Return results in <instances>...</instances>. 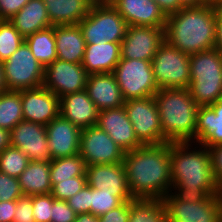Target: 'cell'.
Here are the masks:
<instances>
[{
    "label": "cell",
    "mask_w": 222,
    "mask_h": 222,
    "mask_svg": "<svg viewBox=\"0 0 222 222\" xmlns=\"http://www.w3.org/2000/svg\"><path fill=\"white\" fill-rule=\"evenodd\" d=\"M123 164L133 198L163 199L172 191L170 142L125 152Z\"/></svg>",
    "instance_id": "obj_1"
},
{
    "label": "cell",
    "mask_w": 222,
    "mask_h": 222,
    "mask_svg": "<svg viewBox=\"0 0 222 222\" xmlns=\"http://www.w3.org/2000/svg\"><path fill=\"white\" fill-rule=\"evenodd\" d=\"M195 144L201 148L192 150V142L170 143L172 191L191 198L220 195L222 188L214 177L208 148Z\"/></svg>",
    "instance_id": "obj_2"
},
{
    "label": "cell",
    "mask_w": 222,
    "mask_h": 222,
    "mask_svg": "<svg viewBox=\"0 0 222 222\" xmlns=\"http://www.w3.org/2000/svg\"><path fill=\"white\" fill-rule=\"evenodd\" d=\"M165 40L186 54L214 49L216 17L212 3L183 7L167 17Z\"/></svg>",
    "instance_id": "obj_3"
},
{
    "label": "cell",
    "mask_w": 222,
    "mask_h": 222,
    "mask_svg": "<svg viewBox=\"0 0 222 222\" xmlns=\"http://www.w3.org/2000/svg\"><path fill=\"white\" fill-rule=\"evenodd\" d=\"M154 98L165 140L170 143H195L199 106L193 100L189 88L159 89Z\"/></svg>",
    "instance_id": "obj_4"
},
{
    "label": "cell",
    "mask_w": 222,
    "mask_h": 222,
    "mask_svg": "<svg viewBox=\"0 0 222 222\" xmlns=\"http://www.w3.org/2000/svg\"><path fill=\"white\" fill-rule=\"evenodd\" d=\"M189 90L198 106H210L222 99V54L207 50L190 55Z\"/></svg>",
    "instance_id": "obj_5"
},
{
    "label": "cell",
    "mask_w": 222,
    "mask_h": 222,
    "mask_svg": "<svg viewBox=\"0 0 222 222\" xmlns=\"http://www.w3.org/2000/svg\"><path fill=\"white\" fill-rule=\"evenodd\" d=\"M167 222H221V194L191 198L168 193L164 198Z\"/></svg>",
    "instance_id": "obj_6"
},
{
    "label": "cell",
    "mask_w": 222,
    "mask_h": 222,
    "mask_svg": "<svg viewBox=\"0 0 222 222\" xmlns=\"http://www.w3.org/2000/svg\"><path fill=\"white\" fill-rule=\"evenodd\" d=\"M79 26L86 44L121 43L128 28L127 22L111 5H92Z\"/></svg>",
    "instance_id": "obj_7"
},
{
    "label": "cell",
    "mask_w": 222,
    "mask_h": 222,
    "mask_svg": "<svg viewBox=\"0 0 222 222\" xmlns=\"http://www.w3.org/2000/svg\"><path fill=\"white\" fill-rule=\"evenodd\" d=\"M189 59V54L183 53L165 40L151 61L154 79L158 88H189Z\"/></svg>",
    "instance_id": "obj_8"
},
{
    "label": "cell",
    "mask_w": 222,
    "mask_h": 222,
    "mask_svg": "<svg viewBox=\"0 0 222 222\" xmlns=\"http://www.w3.org/2000/svg\"><path fill=\"white\" fill-rule=\"evenodd\" d=\"M112 73L125 101L154 96L159 90L151 61L121 58Z\"/></svg>",
    "instance_id": "obj_9"
},
{
    "label": "cell",
    "mask_w": 222,
    "mask_h": 222,
    "mask_svg": "<svg viewBox=\"0 0 222 222\" xmlns=\"http://www.w3.org/2000/svg\"><path fill=\"white\" fill-rule=\"evenodd\" d=\"M3 67L8 90L20 91L43 86L45 68L33 56L25 41L3 61Z\"/></svg>",
    "instance_id": "obj_10"
},
{
    "label": "cell",
    "mask_w": 222,
    "mask_h": 222,
    "mask_svg": "<svg viewBox=\"0 0 222 222\" xmlns=\"http://www.w3.org/2000/svg\"><path fill=\"white\" fill-rule=\"evenodd\" d=\"M124 107L136 137L143 145L167 143L154 96L126 100Z\"/></svg>",
    "instance_id": "obj_11"
},
{
    "label": "cell",
    "mask_w": 222,
    "mask_h": 222,
    "mask_svg": "<svg viewBox=\"0 0 222 222\" xmlns=\"http://www.w3.org/2000/svg\"><path fill=\"white\" fill-rule=\"evenodd\" d=\"M79 154L86 166L123 162L125 152L97 125L81 129Z\"/></svg>",
    "instance_id": "obj_12"
},
{
    "label": "cell",
    "mask_w": 222,
    "mask_h": 222,
    "mask_svg": "<svg viewBox=\"0 0 222 222\" xmlns=\"http://www.w3.org/2000/svg\"><path fill=\"white\" fill-rule=\"evenodd\" d=\"M88 74L81 64L56 59L45 68L43 86L59 99L85 90Z\"/></svg>",
    "instance_id": "obj_13"
},
{
    "label": "cell",
    "mask_w": 222,
    "mask_h": 222,
    "mask_svg": "<svg viewBox=\"0 0 222 222\" xmlns=\"http://www.w3.org/2000/svg\"><path fill=\"white\" fill-rule=\"evenodd\" d=\"M165 41V27L128 26L121 42V58L152 61Z\"/></svg>",
    "instance_id": "obj_14"
},
{
    "label": "cell",
    "mask_w": 222,
    "mask_h": 222,
    "mask_svg": "<svg viewBox=\"0 0 222 222\" xmlns=\"http://www.w3.org/2000/svg\"><path fill=\"white\" fill-rule=\"evenodd\" d=\"M87 185L102 190L106 193H114L122 202L132 201L126 171L123 162L117 164H95L86 166Z\"/></svg>",
    "instance_id": "obj_15"
},
{
    "label": "cell",
    "mask_w": 222,
    "mask_h": 222,
    "mask_svg": "<svg viewBox=\"0 0 222 222\" xmlns=\"http://www.w3.org/2000/svg\"><path fill=\"white\" fill-rule=\"evenodd\" d=\"M10 144L26 154L30 161H51L44 125L22 120L10 131Z\"/></svg>",
    "instance_id": "obj_16"
},
{
    "label": "cell",
    "mask_w": 222,
    "mask_h": 222,
    "mask_svg": "<svg viewBox=\"0 0 222 222\" xmlns=\"http://www.w3.org/2000/svg\"><path fill=\"white\" fill-rule=\"evenodd\" d=\"M23 119L46 126L60 114V99L44 86L21 90Z\"/></svg>",
    "instance_id": "obj_17"
},
{
    "label": "cell",
    "mask_w": 222,
    "mask_h": 222,
    "mask_svg": "<svg viewBox=\"0 0 222 222\" xmlns=\"http://www.w3.org/2000/svg\"><path fill=\"white\" fill-rule=\"evenodd\" d=\"M51 160L79 154L81 129L60 114L46 125Z\"/></svg>",
    "instance_id": "obj_18"
},
{
    "label": "cell",
    "mask_w": 222,
    "mask_h": 222,
    "mask_svg": "<svg viewBox=\"0 0 222 222\" xmlns=\"http://www.w3.org/2000/svg\"><path fill=\"white\" fill-rule=\"evenodd\" d=\"M96 125L108 133L124 152L134 150L143 145L136 137L124 106L100 111Z\"/></svg>",
    "instance_id": "obj_19"
},
{
    "label": "cell",
    "mask_w": 222,
    "mask_h": 222,
    "mask_svg": "<svg viewBox=\"0 0 222 222\" xmlns=\"http://www.w3.org/2000/svg\"><path fill=\"white\" fill-rule=\"evenodd\" d=\"M128 26L165 27L167 17L154 0H112Z\"/></svg>",
    "instance_id": "obj_20"
},
{
    "label": "cell",
    "mask_w": 222,
    "mask_h": 222,
    "mask_svg": "<svg viewBox=\"0 0 222 222\" xmlns=\"http://www.w3.org/2000/svg\"><path fill=\"white\" fill-rule=\"evenodd\" d=\"M85 91L98 111L120 108L125 100L113 73H98L87 76Z\"/></svg>",
    "instance_id": "obj_21"
},
{
    "label": "cell",
    "mask_w": 222,
    "mask_h": 222,
    "mask_svg": "<svg viewBox=\"0 0 222 222\" xmlns=\"http://www.w3.org/2000/svg\"><path fill=\"white\" fill-rule=\"evenodd\" d=\"M60 115L80 129L95 126L98 121V109L87 92L67 94L60 98Z\"/></svg>",
    "instance_id": "obj_22"
},
{
    "label": "cell",
    "mask_w": 222,
    "mask_h": 222,
    "mask_svg": "<svg viewBox=\"0 0 222 222\" xmlns=\"http://www.w3.org/2000/svg\"><path fill=\"white\" fill-rule=\"evenodd\" d=\"M195 142L207 148L222 144V99L210 106H199Z\"/></svg>",
    "instance_id": "obj_23"
},
{
    "label": "cell",
    "mask_w": 222,
    "mask_h": 222,
    "mask_svg": "<svg viewBox=\"0 0 222 222\" xmlns=\"http://www.w3.org/2000/svg\"><path fill=\"white\" fill-rule=\"evenodd\" d=\"M121 43L86 44L81 65L88 75L112 73L121 59Z\"/></svg>",
    "instance_id": "obj_24"
},
{
    "label": "cell",
    "mask_w": 222,
    "mask_h": 222,
    "mask_svg": "<svg viewBox=\"0 0 222 222\" xmlns=\"http://www.w3.org/2000/svg\"><path fill=\"white\" fill-rule=\"evenodd\" d=\"M57 59L81 64L86 43L79 24L54 26Z\"/></svg>",
    "instance_id": "obj_25"
},
{
    "label": "cell",
    "mask_w": 222,
    "mask_h": 222,
    "mask_svg": "<svg viewBox=\"0 0 222 222\" xmlns=\"http://www.w3.org/2000/svg\"><path fill=\"white\" fill-rule=\"evenodd\" d=\"M9 21L24 39L52 26L46 5L42 0H30Z\"/></svg>",
    "instance_id": "obj_26"
},
{
    "label": "cell",
    "mask_w": 222,
    "mask_h": 222,
    "mask_svg": "<svg viewBox=\"0 0 222 222\" xmlns=\"http://www.w3.org/2000/svg\"><path fill=\"white\" fill-rule=\"evenodd\" d=\"M52 26L73 25L89 14L92 5L87 0H42Z\"/></svg>",
    "instance_id": "obj_27"
},
{
    "label": "cell",
    "mask_w": 222,
    "mask_h": 222,
    "mask_svg": "<svg viewBox=\"0 0 222 222\" xmlns=\"http://www.w3.org/2000/svg\"><path fill=\"white\" fill-rule=\"evenodd\" d=\"M18 180L23 195L50 194V161H30Z\"/></svg>",
    "instance_id": "obj_28"
},
{
    "label": "cell",
    "mask_w": 222,
    "mask_h": 222,
    "mask_svg": "<svg viewBox=\"0 0 222 222\" xmlns=\"http://www.w3.org/2000/svg\"><path fill=\"white\" fill-rule=\"evenodd\" d=\"M33 56L46 68L57 59L54 26L37 31L25 38Z\"/></svg>",
    "instance_id": "obj_29"
},
{
    "label": "cell",
    "mask_w": 222,
    "mask_h": 222,
    "mask_svg": "<svg viewBox=\"0 0 222 222\" xmlns=\"http://www.w3.org/2000/svg\"><path fill=\"white\" fill-rule=\"evenodd\" d=\"M128 222H167L163 199L134 198L130 201Z\"/></svg>",
    "instance_id": "obj_30"
},
{
    "label": "cell",
    "mask_w": 222,
    "mask_h": 222,
    "mask_svg": "<svg viewBox=\"0 0 222 222\" xmlns=\"http://www.w3.org/2000/svg\"><path fill=\"white\" fill-rule=\"evenodd\" d=\"M86 164L80 154L50 161L51 186L72 177L86 176Z\"/></svg>",
    "instance_id": "obj_31"
},
{
    "label": "cell",
    "mask_w": 222,
    "mask_h": 222,
    "mask_svg": "<svg viewBox=\"0 0 222 222\" xmlns=\"http://www.w3.org/2000/svg\"><path fill=\"white\" fill-rule=\"evenodd\" d=\"M23 119L21 90L0 94V127L11 131Z\"/></svg>",
    "instance_id": "obj_32"
},
{
    "label": "cell",
    "mask_w": 222,
    "mask_h": 222,
    "mask_svg": "<svg viewBox=\"0 0 222 222\" xmlns=\"http://www.w3.org/2000/svg\"><path fill=\"white\" fill-rule=\"evenodd\" d=\"M29 162L26 154L10 145L0 153V172L18 178Z\"/></svg>",
    "instance_id": "obj_33"
},
{
    "label": "cell",
    "mask_w": 222,
    "mask_h": 222,
    "mask_svg": "<svg viewBox=\"0 0 222 222\" xmlns=\"http://www.w3.org/2000/svg\"><path fill=\"white\" fill-rule=\"evenodd\" d=\"M24 41L9 20H0V61L7 60Z\"/></svg>",
    "instance_id": "obj_34"
},
{
    "label": "cell",
    "mask_w": 222,
    "mask_h": 222,
    "mask_svg": "<svg viewBox=\"0 0 222 222\" xmlns=\"http://www.w3.org/2000/svg\"><path fill=\"white\" fill-rule=\"evenodd\" d=\"M123 202L114 193L102 192L91 187V213L97 217L120 206Z\"/></svg>",
    "instance_id": "obj_35"
},
{
    "label": "cell",
    "mask_w": 222,
    "mask_h": 222,
    "mask_svg": "<svg viewBox=\"0 0 222 222\" xmlns=\"http://www.w3.org/2000/svg\"><path fill=\"white\" fill-rule=\"evenodd\" d=\"M86 184V176L72 177L54 184L50 194L57 200L67 201L70 197L81 191Z\"/></svg>",
    "instance_id": "obj_36"
},
{
    "label": "cell",
    "mask_w": 222,
    "mask_h": 222,
    "mask_svg": "<svg viewBox=\"0 0 222 222\" xmlns=\"http://www.w3.org/2000/svg\"><path fill=\"white\" fill-rule=\"evenodd\" d=\"M54 199L51 194L32 195L35 222H51Z\"/></svg>",
    "instance_id": "obj_37"
},
{
    "label": "cell",
    "mask_w": 222,
    "mask_h": 222,
    "mask_svg": "<svg viewBox=\"0 0 222 222\" xmlns=\"http://www.w3.org/2000/svg\"><path fill=\"white\" fill-rule=\"evenodd\" d=\"M22 196L18 178L0 172V202L17 200Z\"/></svg>",
    "instance_id": "obj_38"
},
{
    "label": "cell",
    "mask_w": 222,
    "mask_h": 222,
    "mask_svg": "<svg viewBox=\"0 0 222 222\" xmlns=\"http://www.w3.org/2000/svg\"><path fill=\"white\" fill-rule=\"evenodd\" d=\"M66 202L76 214L91 213V187L86 184Z\"/></svg>",
    "instance_id": "obj_39"
},
{
    "label": "cell",
    "mask_w": 222,
    "mask_h": 222,
    "mask_svg": "<svg viewBox=\"0 0 222 222\" xmlns=\"http://www.w3.org/2000/svg\"><path fill=\"white\" fill-rule=\"evenodd\" d=\"M13 222H35L33 216L32 195H23L16 200Z\"/></svg>",
    "instance_id": "obj_40"
},
{
    "label": "cell",
    "mask_w": 222,
    "mask_h": 222,
    "mask_svg": "<svg viewBox=\"0 0 222 222\" xmlns=\"http://www.w3.org/2000/svg\"><path fill=\"white\" fill-rule=\"evenodd\" d=\"M77 214L66 201L54 199L51 222H74Z\"/></svg>",
    "instance_id": "obj_41"
},
{
    "label": "cell",
    "mask_w": 222,
    "mask_h": 222,
    "mask_svg": "<svg viewBox=\"0 0 222 222\" xmlns=\"http://www.w3.org/2000/svg\"><path fill=\"white\" fill-rule=\"evenodd\" d=\"M129 216L130 201H127L98 217V220L99 222H128Z\"/></svg>",
    "instance_id": "obj_42"
},
{
    "label": "cell",
    "mask_w": 222,
    "mask_h": 222,
    "mask_svg": "<svg viewBox=\"0 0 222 222\" xmlns=\"http://www.w3.org/2000/svg\"><path fill=\"white\" fill-rule=\"evenodd\" d=\"M213 174L222 188V144L208 147Z\"/></svg>",
    "instance_id": "obj_43"
},
{
    "label": "cell",
    "mask_w": 222,
    "mask_h": 222,
    "mask_svg": "<svg viewBox=\"0 0 222 222\" xmlns=\"http://www.w3.org/2000/svg\"><path fill=\"white\" fill-rule=\"evenodd\" d=\"M30 0H0V20H10Z\"/></svg>",
    "instance_id": "obj_44"
},
{
    "label": "cell",
    "mask_w": 222,
    "mask_h": 222,
    "mask_svg": "<svg viewBox=\"0 0 222 222\" xmlns=\"http://www.w3.org/2000/svg\"><path fill=\"white\" fill-rule=\"evenodd\" d=\"M16 211V200L0 202V222H13Z\"/></svg>",
    "instance_id": "obj_45"
},
{
    "label": "cell",
    "mask_w": 222,
    "mask_h": 222,
    "mask_svg": "<svg viewBox=\"0 0 222 222\" xmlns=\"http://www.w3.org/2000/svg\"><path fill=\"white\" fill-rule=\"evenodd\" d=\"M216 17V40L214 49L222 54V5H214Z\"/></svg>",
    "instance_id": "obj_46"
},
{
    "label": "cell",
    "mask_w": 222,
    "mask_h": 222,
    "mask_svg": "<svg viewBox=\"0 0 222 222\" xmlns=\"http://www.w3.org/2000/svg\"><path fill=\"white\" fill-rule=\"evenodd\" d=\"M166 17L175 14L183 8L180 0H154Z\"/></svg>",
    "instance_id": "obj_47"
},
{
    "label": "cell",
    "mask_w": 222,
    "mask_h": 222,
    "mask_svg": "<svg viewBox=\"0 0 222 222\" xmlns=\"http://www.w3.org/2000/svg\"><path fill=\"white\" fill-rule=\"evenodd\" d=\"M10 145V131L0 127V153Z\"/></svg>",
    "instance_id": "obj_48"
},
{
    "label": "cell",
    "mask_w": 222,
    "mask_h": 222,
    "mask_svg": "<svg viewBox=\"0 0 222 222\" xmlns=\"http://www.w3.org/2000/svg\"><path fill=\"white\" fill-rule=\"evenodd\" d=\"M74 222H99L98 217L92 213L77 214Z\"/></svg>",
    "instance_id": "obj_49"
},
{
    "label": "cell",
    "mask_w": 222,
    "mask_h": 222,
    "mask_svg": "<svg viewBox=\"0 0 222 222\" xmlns=\"http://www.w3.org/2000/svg\"><path fill=\"white\" fill-rule=\"evenodd\" d=\"M183 7H198L211 3L210 0H180Z\"/></svg>",
    "instance_id": "obj_50"
},
{
    "label": "cell",
    "mask_w": 222,
    "mask_h": 222,
    "mask_svg": "<svg viewBox=\"0 0 222 222\" xmlns=\"http://www.w3.org/2000/svg\"><path fill=\"white\" fill-rule=\"evenodd\" d=\"M8 88L6 86L5 78H4V67L3 61H0V94L7 91Z\"/></svg>",
    "instance_id": "obj_51"
},
{
    "label": "cell",
    "mask_w": 222,
    "mask_h": 222,
    "mask_svg": "<svg viewBox=\"0 0 222 222\" xmlns=\"http://www.w3.org/2000/svg\"><path fill=\"white\" fill-rule=\"evenodd\" d=\"M91 5H106L110 4L112 0H87Z\"/></svg>",
    "instance_id": "obj_52"
},
{
    "label": "cell",
    "mask_w": 222,
    "mask_h": 222,
    "mask_svg": "<svg viewBox=\"0 0 222 222\" xmlns=\"http://www.w3.org/2000/svg\"><path fill=\"white\" fill-rule=\"evenodd\" d=\"M213 5H222V0H210Z\"/></svg>",
    "instance_id": "obj_53"
},
{
    "label": "cell",
    "mask_w": 222,
    "mask_h": 222,
    "mask_svg": "<svg viewBox=\"0 0 222 222\" xmlns=\"http://www.w3.org/2000/svg\"><path fill=\"white\" fill-rule=\"evenodd\" d=\"M221 205H222V193H221ZM221 222H222V218H221Z\"/></svg>",
    "instance_id": "obj_54"
}]
</instances>
